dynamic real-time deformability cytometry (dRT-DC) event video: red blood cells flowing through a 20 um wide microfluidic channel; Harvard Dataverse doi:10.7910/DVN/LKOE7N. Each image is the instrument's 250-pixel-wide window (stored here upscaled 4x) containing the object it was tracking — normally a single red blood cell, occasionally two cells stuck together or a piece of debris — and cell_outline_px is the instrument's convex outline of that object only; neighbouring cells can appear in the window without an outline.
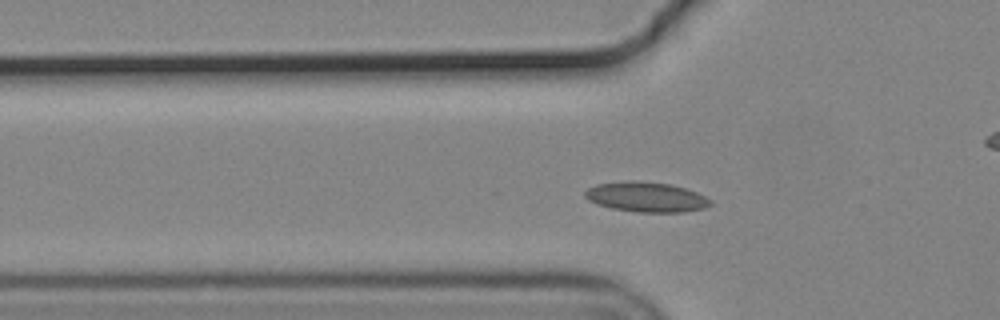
{"species": "common noctule bat (a hibernating species)", "species_latin": "Nyctalus noctula", "temperature_condition": "cold", "stored_images_in_passage": 44, "camera_frame_rate_fps": 3000, "um_per_image_px": 0.085, "animal": {"sex": "male", "body_mass_g": 19.2, "forearm_length_mm": 51.8}, "frame": {"image": 1, "passage_image": 15, "time_ms": 4.667, "image_size_px": [1000, 320], "cell_outline_px": [[712, 204], [704, 208], [684, 212], [636, 212], [612, 208], [596, 204], [588, 200], [584, 196], [584, 192], [588, 188], [596, 184], [632, 180], [636, 180], [672, 184], [696, 192], [712, 200]], "centroid_in_image_um": [54.92, 16.74], "position_along_channel_um": 70.9, "area_um2": 22.02}}
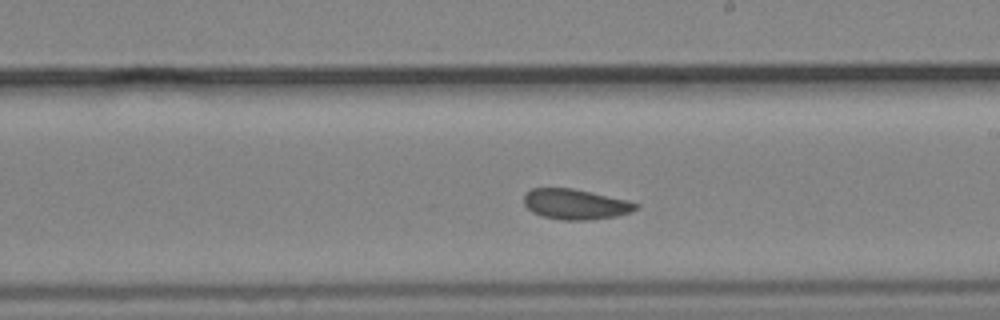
{"frame": {"image": 2, "passage_image": 29, "time_ms": 9.333, "image_size_px": [1000, 320], "cell_outline_px": [[640, 208], [616, 216], [588, 220], [560, 220], [540, 216], [532, 212], [524, 204], [524, 196], [532, 188], [572, 188], [628, 200], [640, 204]], "centroid_in_image_um": [48.91, 17.36], "position_along_channel_um": 240.1, "area_um2": 19.83}}
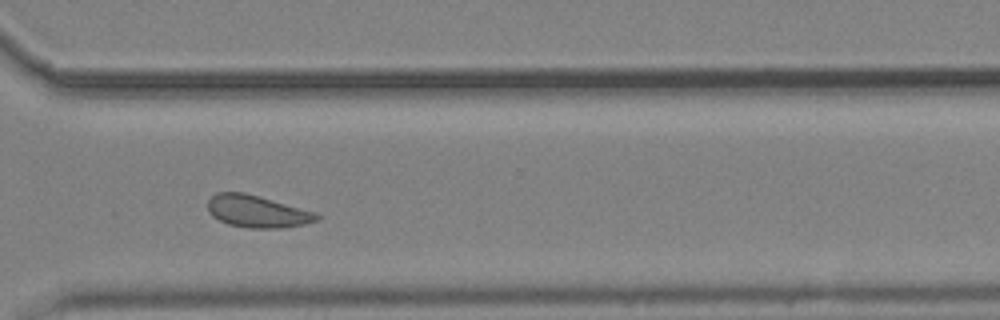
{"frame": {"image": 3, "passage_image": 38, "time_ms": 12.333, "image_size_px": [1000, 320], "cell_outline_px": [[320, 220], [304, 224], [280, 228], [248, 228], [228, 224], [212, 216], [208, 212], [208, 200], [216, 192], [244, 192], [260, 196], [316, 212], [320, 216]], "centroid_in_image_um": [21.86, 17.97], "position_along_channel_um": 348.7, "area_um2": 20.52}, "authors_computed_cell_mechanics": {"area_um2": 20.4612, "velocity_mm_per_s": 3.6288, "shape_relaxation_time_tau1_ms": 9.8102, "shape_relaxation_time_tau2_ms": 6.9239, "deformation_change_tau1": 0.1057, "deformation_change_tau2": 0.0877}}